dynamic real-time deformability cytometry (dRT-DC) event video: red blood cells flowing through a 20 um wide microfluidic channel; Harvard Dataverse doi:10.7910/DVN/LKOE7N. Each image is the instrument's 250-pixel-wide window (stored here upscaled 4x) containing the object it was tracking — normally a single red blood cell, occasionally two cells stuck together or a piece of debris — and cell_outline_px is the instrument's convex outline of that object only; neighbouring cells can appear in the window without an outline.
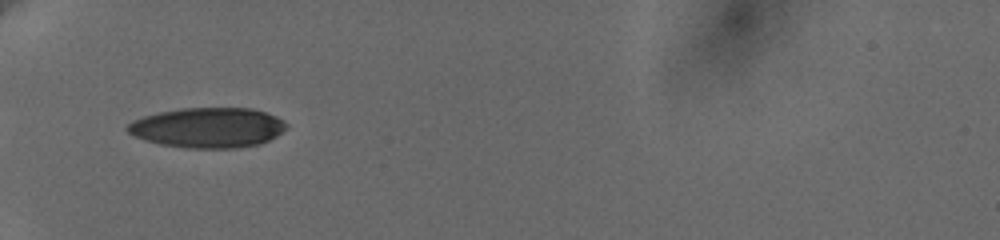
{"species": "human", "species_latin": "Homo sapiens", "temperature_condition": "cold", "stored_images_in_passage": 37, "camera_frame_rate_fps": 3000, "um_per_image_px": 0.085, "donor": {"sex": "female"}, "frame": {"image": 1, "passage_image": 1, "time_ms": 0.0, "image_size_px": [1000, 240], "cell_outline_px": [[288, 124], [276, 136], [260, 144], [240, 148], [184, 148], [160, 144], [144, 140], [128, 132], [124, 128], [132, 120], [144, 116], [160, 112], [184, 108], [252, 108], [276, 116], [284, 120]], "centroid_in_image_um": [17.66, 10.85], "position_along_channel_um": 67.3, "area_um2": 37.17}}
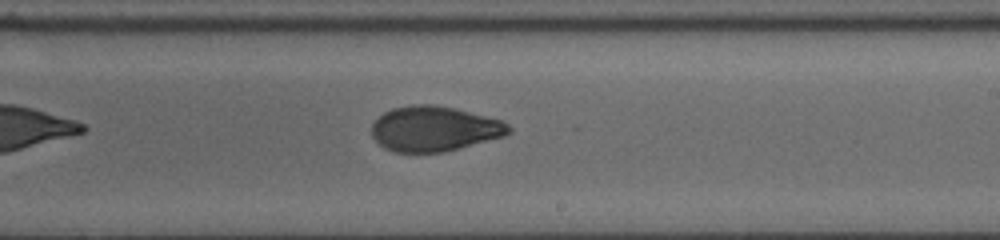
{"frame": {"image": 2, "passage_image": 17, "time_ms": 5.333, "image_size_px": [1000, 240], "cell_outline_px": [[512, 132], [504, 136], [444, 152], [396, 152], [384, 148], [372, 136], [372, 124], [384, 112], [392, 108], [412, 104], [432, 104], [456, 108], [500, 120], [508, 124], [512, 128]], "centroid_in_image_um": [36.92, 10.94], "position_along_channel_um": 252.1, "area_um2": 35.95}}
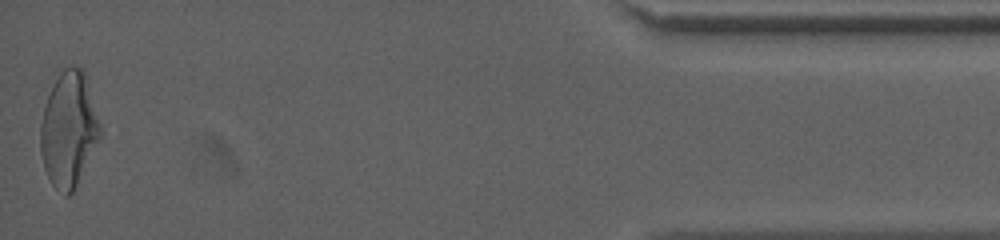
{"frame": {"image": 3, "passage_image": 37, "time_ms": 12.0, "image_size_px": [1000, 240], "cell_outline_px": [[100, 136], [72, 192], [68, 196], [64, 196], [52, 184], [44, 168], [40, 152], [40, 124], [52, 72], [72, 64], [80, 68], [84, 72], [100, 128]], "centroid_in_image_um": [5.76, 10.9], "position_along_channel_um": 429.4, "area_um2": 40.0}, "authors_computed_cell_mechanics": {"area_um2": 37.1654, "velocity_mm_per_s": 3.6455, "shape_relaxation_time_tau1_ms": 4.6552, "shape_relaxation_time_tau2_ms": 2.028, "deformation_change_tau1": 0.1502, "deformation_change_tau2": 0.0701}}